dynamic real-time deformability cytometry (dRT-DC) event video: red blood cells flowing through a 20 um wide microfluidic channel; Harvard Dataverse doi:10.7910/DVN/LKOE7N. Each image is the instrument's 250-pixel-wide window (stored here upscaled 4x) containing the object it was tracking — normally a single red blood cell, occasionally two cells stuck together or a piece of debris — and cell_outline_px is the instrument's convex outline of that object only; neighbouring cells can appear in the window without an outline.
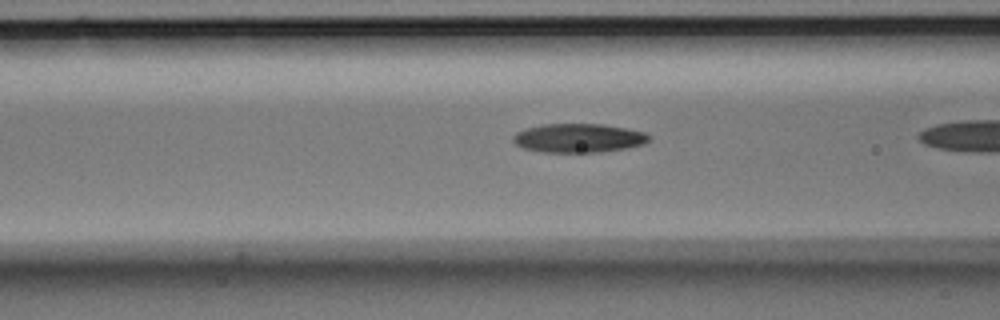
{"species": "Egyptian fruit bat (a non-hibernating species)", "species_latin": "Rousettus aegyptiacus", "temperature_condition": "room temperature", "stored_images_in_passage": 33, "camera_frame_rate_fps": 3000, "um_per_image_px": 0.085, "animal": {"sex": "male"}, "frame": {"image": 1, "passage_image": 13, "time_ms": 4.0, "image_size_px": [1000, 320], "cell_outline_px": [[652, 140], [644, 144], [624, 148], [600, 152], [544, 152], [524, 148], [516, 144], [512, 140], [512, 136], [516, 132], [528, 128], [544, 124], [604, 124], [628, 128], [648, 132], [652, 136]], "centroid_in_image_um": [49.25, 11.72], "position_along_channel_um": 117.4, "area_um2": 23.06}}
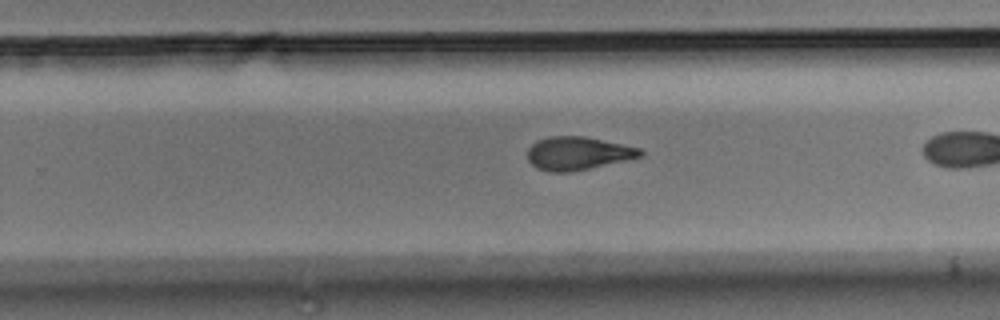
{"frame": {"image": 2, "passage_image": 26, "time_ms": 8.333, "image_size_px": [1000, 320], "cell_outline_px": [[644, 156], [588, 168], [568, 172], [548, 172], [536, 168], [528, 160], [528, 148], [536, 140], [548, 136], [584, 136], [640, 148], [644, 152]], "centroid_in_image_um": [49.09, 13.03], "position_along_channel_um": 280.7, "area_um2": 21.73}}
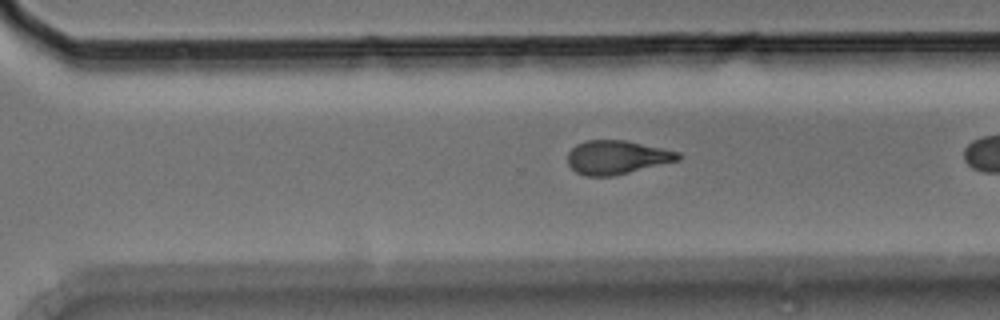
{"frame": {"image": 3, "passage_image": 29, "time_ms": 9.333, "image_size_px": [1000, 320], "cell_outline_px": [[680, 160], [612, 176], [584, 176], [576, 172], [568, 164], [568, 152], [576, 144], [588, 140], [624, 140], [664, 148], [680, 152]], "centroid_in_image_um": [52.43, 13.37], "position_along_channel_um": 318.2, "area_um2": 21.68}}